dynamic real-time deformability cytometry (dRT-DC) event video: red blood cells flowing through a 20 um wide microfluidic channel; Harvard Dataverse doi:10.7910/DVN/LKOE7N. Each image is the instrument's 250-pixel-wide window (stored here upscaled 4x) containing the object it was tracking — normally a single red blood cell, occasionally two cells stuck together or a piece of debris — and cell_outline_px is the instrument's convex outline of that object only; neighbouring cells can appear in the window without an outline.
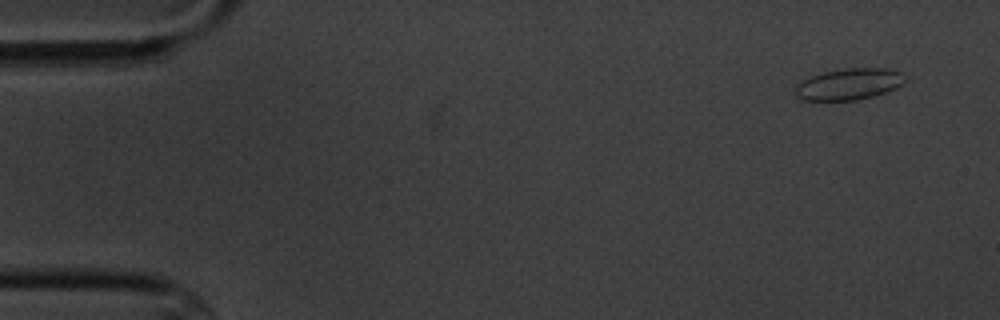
{"species": "common noctule bat (a hibernating species)", "species_latin": "Nyctalus noctula", "temperature_condition": "cold", "stored_images_in_passage": 5, "camera_frame_rate_fps": 3000, "um_per_image_px": 0.085, "animal": {"sex": "male", "body_mass_g": 20.1, "forearm_length_mm": 53.5}, "frame": {"image": 1, "passage_image": 1, "time_ms": 0.0, "image_size_px": [1000, 320], "cell_outline_px": [[904, 84], [896, 88], [872, 96], [856, 100], [800, 100], [796, 96], [796, 84], [812, 76], [824, 72], [844, 68], [884, 68], [900, 72], [904, 76]], "centroid_in_image_um": [72.15, 7.15], "position_along_channel_um": 12.8, "area_um2": 19.88}}